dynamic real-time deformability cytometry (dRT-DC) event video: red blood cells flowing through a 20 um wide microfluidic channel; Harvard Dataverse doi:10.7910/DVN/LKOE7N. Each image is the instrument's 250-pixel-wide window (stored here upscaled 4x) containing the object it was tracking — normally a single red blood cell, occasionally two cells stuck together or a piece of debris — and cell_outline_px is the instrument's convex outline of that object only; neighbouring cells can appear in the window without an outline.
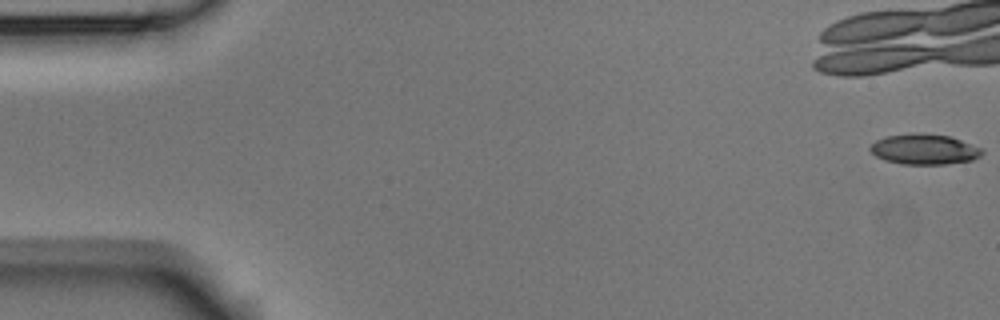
{"species": "Egyptian fruit bat (a non-hibernating species)", "species_latin": "Rousettus aegyptiacus", "temperature_condition": "room temperature", "stored_images_in_passage": 7, "camera_frame_rate_fps": 3000, "um_per_image_px": 0.085, "animal": {"sex": "male"}, "frame": {"image": 1, "passage_image": 1, "time_ms": 0.0, "image_size_px": [1000, 320], "cell_outline_px": [[984, 152], [980, 156], [972, 160], [944, 164], [900, 164], [884, 160], [876, 156], [868, 148], [876, 140], [884, 136], [912, 132], [952, 136], [984, 148]], "centroid_in_image_um": [78.58, 12.67], "position_along_channel_um": 6.4, "area_um2": 20.17}}